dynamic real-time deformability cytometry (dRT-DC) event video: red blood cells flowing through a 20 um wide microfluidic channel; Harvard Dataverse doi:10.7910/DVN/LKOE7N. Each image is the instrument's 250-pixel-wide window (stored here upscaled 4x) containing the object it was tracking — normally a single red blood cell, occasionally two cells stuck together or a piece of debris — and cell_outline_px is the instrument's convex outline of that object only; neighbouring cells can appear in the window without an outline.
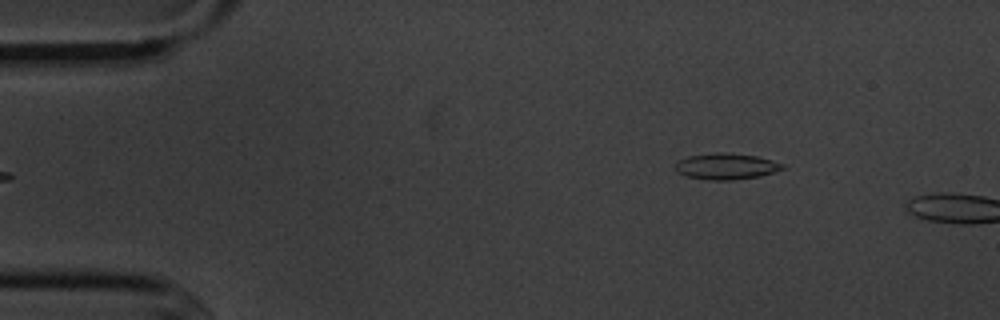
{"species": "common noctule bat (a hibernating species)", "species_latin": "Nyctalus noctula", "temperature_condition": "cold", "stored_images_in_passage": 6, "camera_frame_rate_fps": 3000, "um_per_image_px": 0.085, "animal": {"sex": "male", "body_mass_g": 20.1, "forearm_length_mm": 53.5}, "frame": {"image": 1, "passage_image": 6, "time_ms": 7.0, "image_size_px": [1000, 320], "cell_outline_px": [[784, 168], [776, 172], [760, 176], [732, 180], [708, 180], [688, 176], [676, 172], [676, 164], [680, 160], [688, 156], [716, 152], [724, 152], [756, 156], [772, 160], [784, 164]], "centroid_in_image_um": [61.75, 14.14], "position_along_channel_um": 23.3, "area_um2": 16.3}}